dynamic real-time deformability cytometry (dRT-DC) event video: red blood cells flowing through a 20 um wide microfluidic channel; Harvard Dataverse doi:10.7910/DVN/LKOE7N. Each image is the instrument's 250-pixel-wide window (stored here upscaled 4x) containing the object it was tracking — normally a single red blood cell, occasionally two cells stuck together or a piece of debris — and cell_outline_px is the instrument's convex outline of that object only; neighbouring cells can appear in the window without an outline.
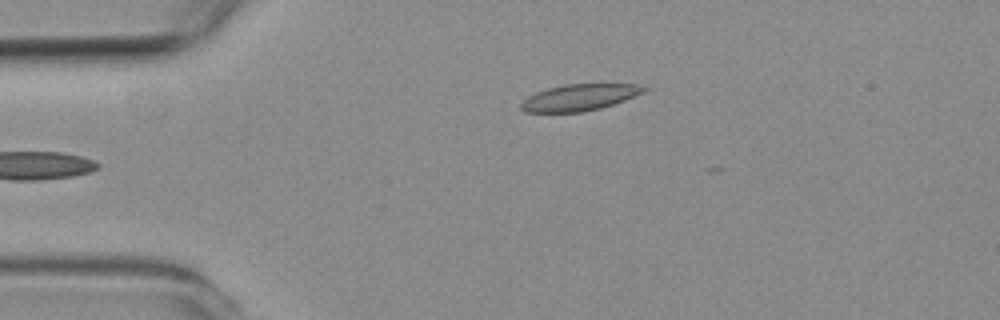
{"species": "common noctule bat (a hibernating species)", "species_latin": "Nyctalus noctula", "temperature_condition": "room temperature", "stored_images_in_passage": 5, "camera_frame_rate_fps": 3000, "um_per_image_px": 0.085, "animal": {"sex": "female", "body_mass_g": 19.3, "forearm_length_mm": 54.1}, "frame": {"image": 1, "passage_image": 5, "time_ms": 5.0, "image_size_px": [1000, 320], "cell_outline_px": [[648, 88], [644, 92], [624, 100], [600, 108], [580, 112], [524, 112], [520, 108], [520, 104], [528, 96], [536, 92], [548, 88], [564, 84], [636, 84]], "centroid_in_image_um": [49.22, 8.28], "position_along_channel_um": 35.8, "area_um2": 18.79}}